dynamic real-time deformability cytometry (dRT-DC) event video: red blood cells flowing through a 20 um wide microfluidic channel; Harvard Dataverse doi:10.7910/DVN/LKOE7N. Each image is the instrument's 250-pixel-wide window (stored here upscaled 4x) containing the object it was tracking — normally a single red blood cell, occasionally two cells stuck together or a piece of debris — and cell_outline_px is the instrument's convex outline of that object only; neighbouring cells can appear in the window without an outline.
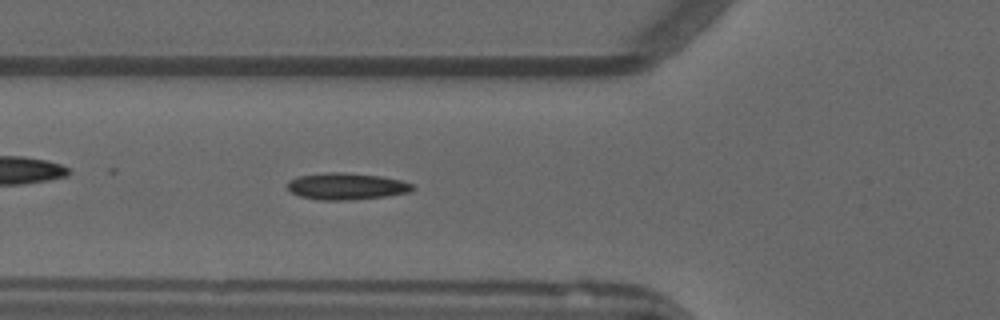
{"species": "common noctule bat (a hibernating species)", "species_latin": "Nyctalus noctula", "temperature_condition": "warm", "stored_images_in_passage": 51, "camera_frame_rate_fps": 3000, "um_per_image_px": 0.085, "animal": {"sex": "male", "forearm_length_mm": 52.5}, "frame": {"image": 1, "passage_image": 18, "time_ms": 5.667, "image_size_px": [1000, 320], "cell_outline_px": [[416, 188], [412, 192], [388, 196], [348, 200], [320, 200], [300, 196], [292, 192], [288, 188], [288, 180], [296, 176], [328, 172], [344, 172], [380, 176], [400, 180], [416, 184]], "centroid_in_image_um": [29.5, 15.83], "position_along_channel_um": 96.3, "area_um2": 19.71}}
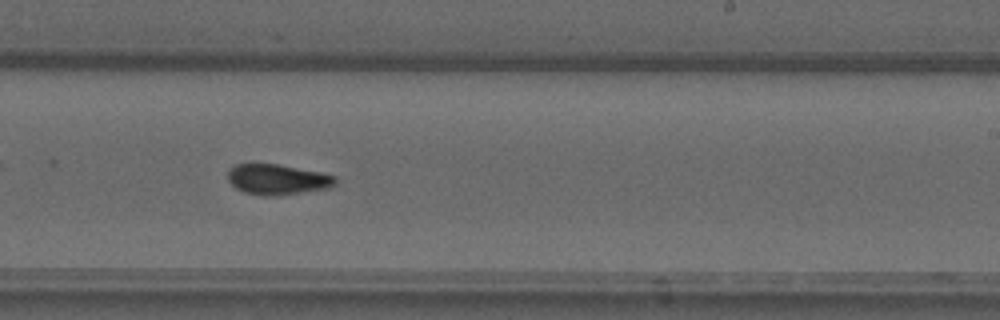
{"frame": {"image": 2, "passage_image": 31, "time_ms": 10.0, "image_size_px": [1000, 320], "cell_outline_px": [[336, 184], [332, 188], [276, 196], [264, 196], [244, 192], [236, 188], [228, 180], [228, 172], [236, 164], [276, 164], [320, 172], [336, 176]], "centroid_in_image_um": [23.62, 15.27], "position_along_channel_um": 265.4, "area_um2": 19.07}}
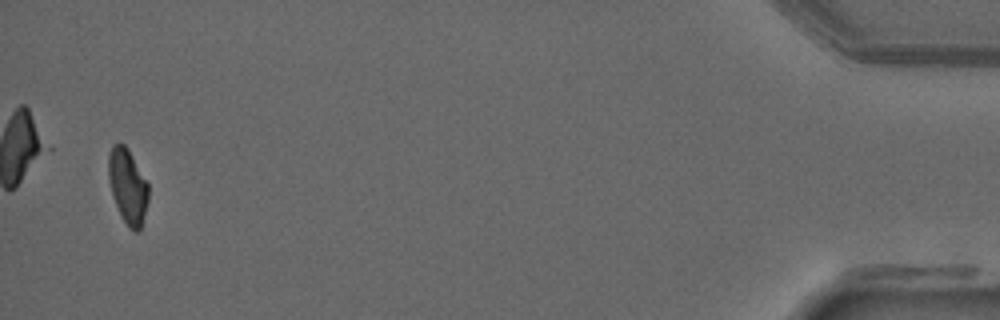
{"frame": {"image": 3, "passage_image": 50, "time_ms": 16.333, "image_size_px": [1000, 320], "cell_outline_px": [[148, 200], [140, 232], [136, 232], [128, 228], [120, 216], [112, 196], [108, 180], [108, 156], [112, 144], [124, 144], [128, 148], [148, 184]], "centroid_in_image_um": [10.84, 15.86], "position_along_channel_um": 424.4, "area_um2": 17.63}, "authors_computed_cell_mechanics": {"area_um2": 18.6116, "velocity_mm_per_s": 3.9135, "shape_relaxation_time_tau1_ms": null, "shape_relaxation_time_tau2_ms": 2.5143, "deformation_change_tau1": null, "deformation_change_tau2": 0.0719}}